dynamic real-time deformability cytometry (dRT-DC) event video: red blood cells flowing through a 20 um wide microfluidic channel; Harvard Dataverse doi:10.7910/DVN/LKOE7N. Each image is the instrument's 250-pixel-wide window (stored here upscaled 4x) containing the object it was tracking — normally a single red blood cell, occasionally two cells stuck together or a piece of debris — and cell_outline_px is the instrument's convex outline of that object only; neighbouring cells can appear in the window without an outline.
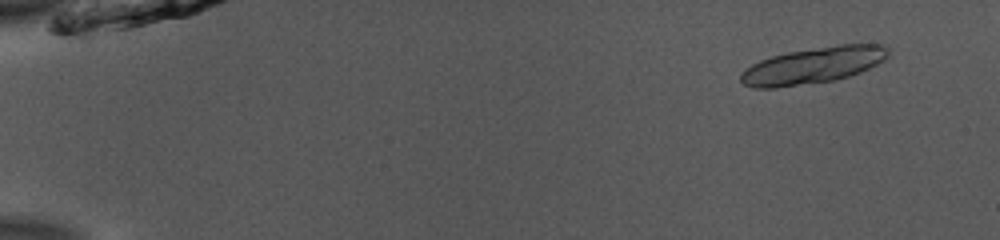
{"species": "common noctule bat (a hibernating species)", "species_latin": "Nyctalus noctula", "temperature_condition": "room temperature", "stored_images_in_passage": 25, "camera_frame_rate_fps": 3000, "um_per_image_px": 0.085, "animal": {"sex": "male", "body_mass_g": 13.0, "forearm_length_mm": 53.1}, "frame": {"image": 1, "passage_image": 5, "time_ms": 1.333, "image_size_px": [1000, 240], "cell_outline_px": [[892, 56], [860, 72], [836, 80], [776, 88], [752, 88], [744, 84], [740, 80], [740, 76], [752, 64], [760, 60], [772, 56], [788, 52], [840, 44], [884, 44], [892, 48]], "centroid_in_image_um": [69.2, 5.55], "position_along_channel_um": 15.8, "area_um2": 31.39}}